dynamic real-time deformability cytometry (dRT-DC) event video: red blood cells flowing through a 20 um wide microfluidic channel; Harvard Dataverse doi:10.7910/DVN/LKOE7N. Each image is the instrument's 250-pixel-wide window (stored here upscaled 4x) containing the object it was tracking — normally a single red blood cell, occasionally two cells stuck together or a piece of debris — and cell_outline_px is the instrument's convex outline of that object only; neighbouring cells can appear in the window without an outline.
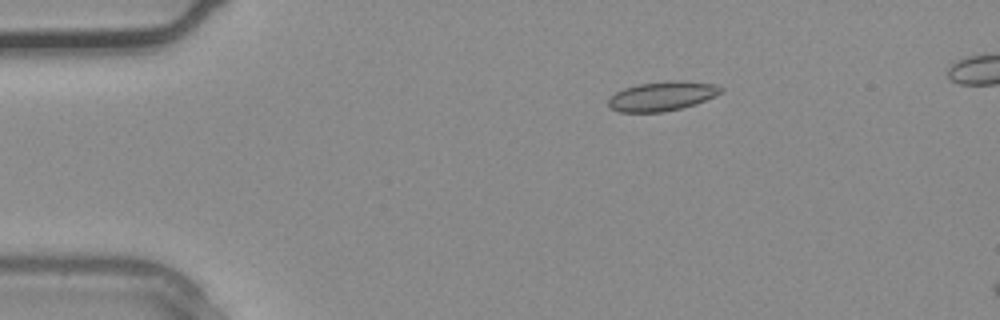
{"species": "common noctule bat (a hibernating species)", "species_latin": "Nyctalus noctula", "temperature_condition": "warm", "stored_images_in_passage": 6, "camera_frame_rate_fps": 3000, "um_per_image_px": 0.085, "animal": {"sex": "male", "body_mass_g": 20.4}, "frame": {"image": 1, "passage_image": 1, "time_ms": 0.0, "image_size_px": [1000, 320], "cell_outline_px": [[724, 92], [696, 104], [664, 112], [616, 112], [608, 104], [608, 100], [616, 92], [624, 88], [640, 84], [676, 80], [712, 84], [724, 88]], "centroid_in_image_um": [56.29, 8.18], "position_along_channel_um": 28.7, "area_um2": 19.07}}